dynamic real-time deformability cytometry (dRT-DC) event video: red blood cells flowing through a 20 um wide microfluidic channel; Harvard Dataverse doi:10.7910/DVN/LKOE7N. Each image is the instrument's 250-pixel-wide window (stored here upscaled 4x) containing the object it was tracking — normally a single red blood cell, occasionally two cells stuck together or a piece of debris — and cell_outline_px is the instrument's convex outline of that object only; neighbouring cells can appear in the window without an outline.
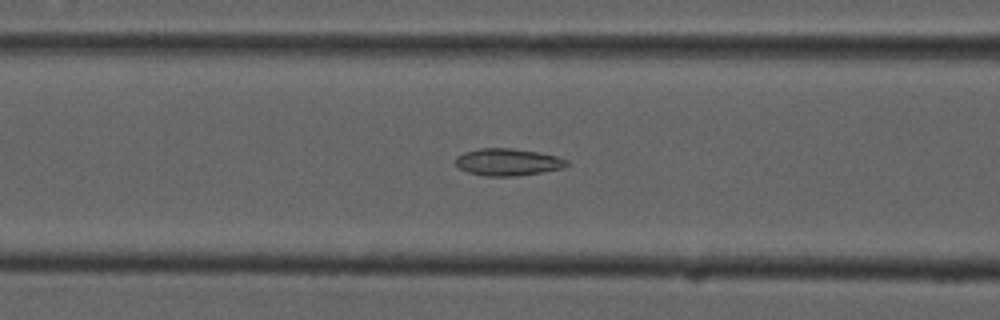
{"species": "common noctule bat (a hibernating species)", "species_latin": "Nyctalus noctula", "temperature_condition": "cold", "stored_images_in_passage": 55, "camera_frame_rate_fps": 3000, "um_per_image_px": 0.085, "animal": {"sex": "male", "forearm_length_mm": 52.5}, "frame": {"image": 1, "passage_image": 22, "time_ms": 7.0, "image_size_px": [1000, 320], "cell_outline_px": [[568, 164], [560, 168], [540, 172], [516, 176], [484, 176], [468, 172], [460, 168], [456, 164], [456, 156], [464, 152], [480, 148], [512, 148], [536, 152], [556, 156], [568, 160]], "centroid_in_image_um": [43.12, 13.77], "position_along_channel_um": 123.5, "area_um2": 17.34}}
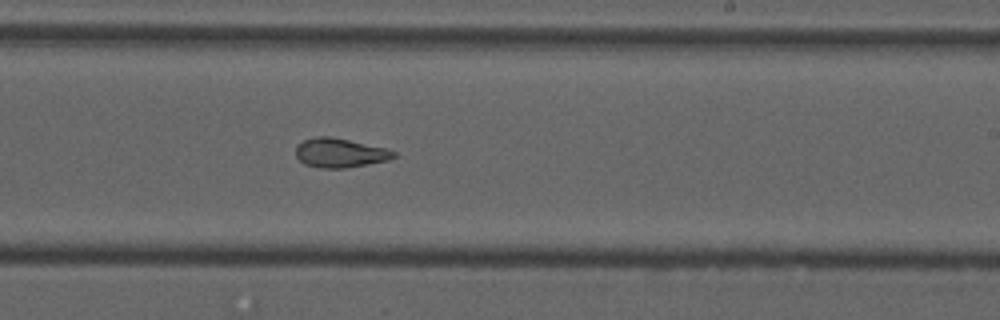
{"frame": {"image": 2, "passage_image": 33, "time_ms": 10.667, "image_size_px": [1000, 320], "cell_outline_px": [[396, 156], [388, 160], [368, 164], [344, 168], [320, 168], [304, 164], [296, 156], [296, 144], [304, 140], [316, 136], [332, 136], [384, 148], [396, 152]], "centroid_in_image_um": [28.86, 12.99], "position_along_channel_um": 260.1, "area_um2": 16.65}}
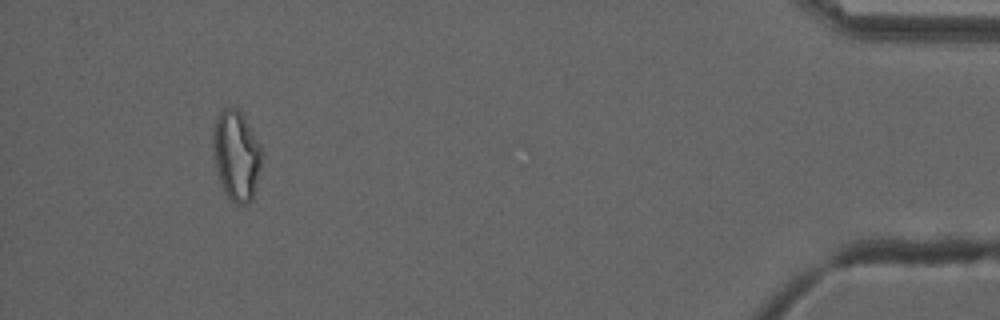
{"frame": {"image": 3, "passage_image": 51, "time_ms": 16.667, "image_size_px": [1000, 320], "cell_outline_px": [[264, 152], [252, 200], [244, 204], [236, 204], [224, 192], [216, 168], [212, 148], [212, 132], [216, 120], [220, 112], [224, 108], [236, 108], [244, 116], [260, 144]], "centroid_in_image_um": [20.09, 13.2], "position_along_channel_um": 415.1, "area_um2": 25.55}, "authors_computed_cell_mechanics": {"area_um2": 19.652, "velocity_mm_per_s": 3.7378, "shape_relaxation_time_tau1_ms": null, "shape_relaxation_time_tau2_ms": 2.3877, "deformation_change_tau1": null, "deformation_change_tau2": 0.0826}}